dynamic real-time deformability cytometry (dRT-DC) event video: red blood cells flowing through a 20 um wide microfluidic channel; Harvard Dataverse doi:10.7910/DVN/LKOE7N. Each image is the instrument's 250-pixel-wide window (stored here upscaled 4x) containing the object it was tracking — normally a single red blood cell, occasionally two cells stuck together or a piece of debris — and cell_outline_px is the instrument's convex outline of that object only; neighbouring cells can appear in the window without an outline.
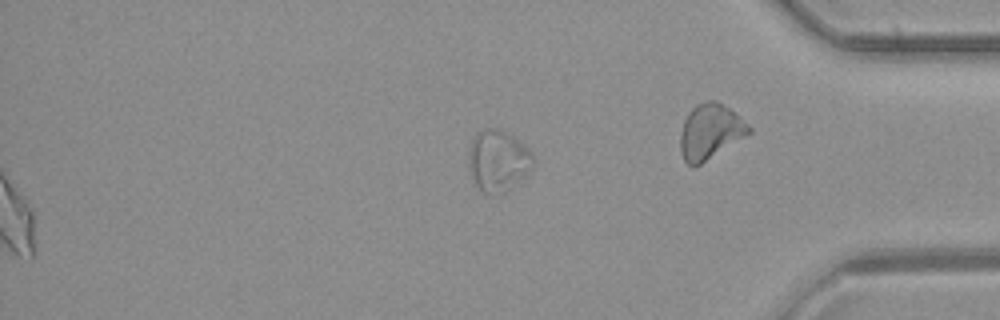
{"species": "common noctule bat (a hibernating species)", "species_latin": "Nyctalus noctula", "temperature_condition": "room temperature", "stored_images_in_passage": 44, "segment_of_instrument_passage": [2, 2], "camera_frame_rate_fps": 3000, "um_per_image_px": 0.085, "animal": {"sex": "female", "body_mass_g": 21.9}, "frame": {"image": 1, "passage_image": 44, "time_ms": 14.333, "image_size_px": [1000, 320], "cell_outline_px": [[532, 168], [512, 188], [496, 196], [492, 196], [484, 192], [476, 184], [468, 168], [468, 156], [472, 140], [476, 132], [484, 128], [496, 128], [512, 136], [528, 148], [532, 152]], "centroid_in_image_um": [42.31, 13.68], "position_along_channel_um": 392.9, "area_um2": 23.0}}